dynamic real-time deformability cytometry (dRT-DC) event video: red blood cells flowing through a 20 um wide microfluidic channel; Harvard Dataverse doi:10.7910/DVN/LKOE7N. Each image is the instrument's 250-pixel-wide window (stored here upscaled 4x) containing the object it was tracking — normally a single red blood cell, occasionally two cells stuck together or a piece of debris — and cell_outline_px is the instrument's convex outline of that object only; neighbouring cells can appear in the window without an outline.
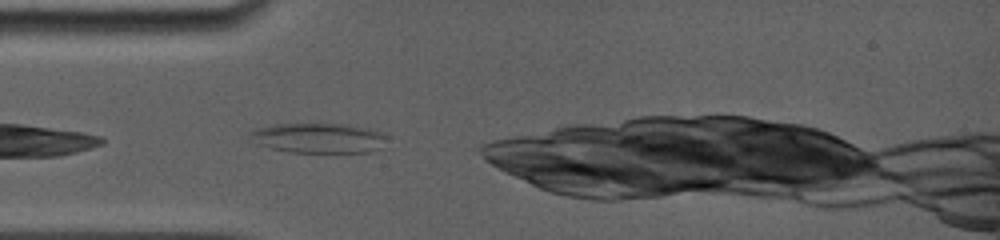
{"species": "common noctule bat (a hibernating species)", "species_latin": "Nyctalus noctula", "temperature_condition": "room temperature", "stored_images_in_passage": 4, "camera_frame_rate_fps": 5000, "um_per_image_px": 0.085, "animal": {"sex": "female", "body_mass_g": 19.0, "forearm_length_mm": 56.7}, "frame": {"image": 1, "passage_image": 1, "time_ms": 0.0, "image_size_px": [1000, 240], "cell_outline_px": [[388, 136], [380, 148], [368, 152], [288, 152], [256, 144], [248, 132], [252, 128], [272, 124], [348, 124], [372, 128]], "centroid_in_image_um": [27.06, 11.72], "position_along_channel_um": 57.9, "area_um2": 24.1}}